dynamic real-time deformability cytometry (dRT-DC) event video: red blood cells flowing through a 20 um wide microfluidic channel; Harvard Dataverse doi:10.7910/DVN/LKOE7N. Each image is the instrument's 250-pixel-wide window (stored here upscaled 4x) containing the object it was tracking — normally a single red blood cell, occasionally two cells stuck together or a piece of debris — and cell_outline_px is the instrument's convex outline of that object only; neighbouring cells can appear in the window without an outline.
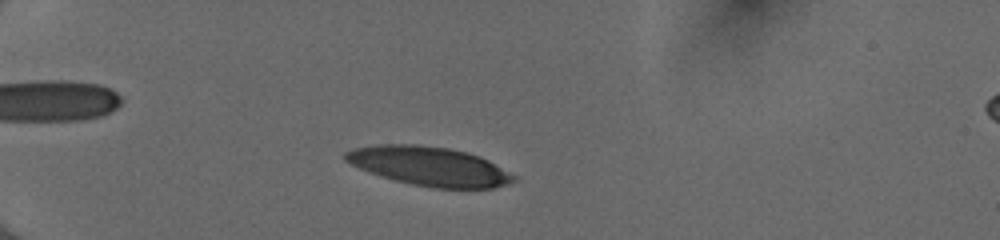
{"species": "human", "species_latin": "Homo sapiens", "temperature_condition": "cold", "stored_images_in_passage": 46, "camera_frame_rate_fps": 3000, "um_per_image_px": 0.085, "donor": {"sex": "female"}, "frame": {"image": 1, "passage_image": 9, "time_ms": 2.667, "image_size_px": [1000, 240], "cell_outline_px": [[516, 180], [508, 184], [492, 188], [432, 188], [412, 184], [396, 180], [360, 168], [344, 160], [344, 152], [352, 148], [380, 144], [416, 144], [448, 148], [468, 152], [480, 156], [488, 160], [516, 176]], "centroid_in_image_um": [36.51, 14.12], "position_along_channel_um": 48.5, "area_um2": 38.09}}
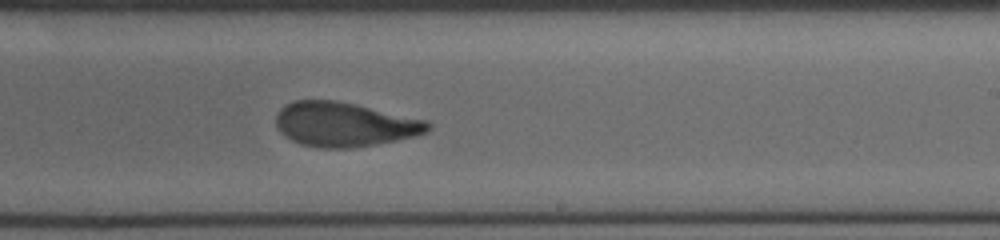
{"frame": {"image": 2, "passage_image": 28, "time_ms": 9.0, "image_size_px": [1000, 240], "cell_outline_px": [[432, 124], [428, 132], [416, 136], [396, 140], [352, 148], [320, 148], [300, 144], [284, 136], [276, 128], [276, 116], [280, 108], [284, 104], [296, 100], [336, 100], [356, 104], [428, 120]], "centroid_in_image_um": [29.27, 10.57], "position_along_channel_um": 259.7, "area_um2": 39.59}}
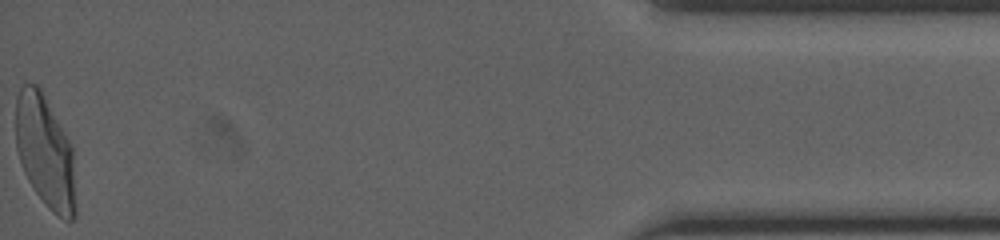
{"frame": {"image": 3, "passage_image": 46, "time_ms": 15.0, "image_size_px": [1000, 240], "cell_outline_px": [[76, 216], [72, 220], [64, 220], [52, 212], [48, 208], [36, 192], [28, 180], [24, 172], [16, 148], [16, 96], [20, 88], [24, 84], [36, 84], [40, 88], [68, 140], [72, 148], [76, 208]], "centroid_in_image_um": [3.83, 12.93], "position_along_channel_um": 431.4, "area_um2": 38.96}, "authors_computed_cell_mechanics": {"area_um2": 39.1017, "velocity_mm_per_s": 4.0376, "shape_relaxation_time_tau1_ms": 4.8635, "shape_relaxation_time_tau2_ms": 1.4627, "deformation_change_tau1": 0.2071, "deformation_change_tau2": 0.083}}